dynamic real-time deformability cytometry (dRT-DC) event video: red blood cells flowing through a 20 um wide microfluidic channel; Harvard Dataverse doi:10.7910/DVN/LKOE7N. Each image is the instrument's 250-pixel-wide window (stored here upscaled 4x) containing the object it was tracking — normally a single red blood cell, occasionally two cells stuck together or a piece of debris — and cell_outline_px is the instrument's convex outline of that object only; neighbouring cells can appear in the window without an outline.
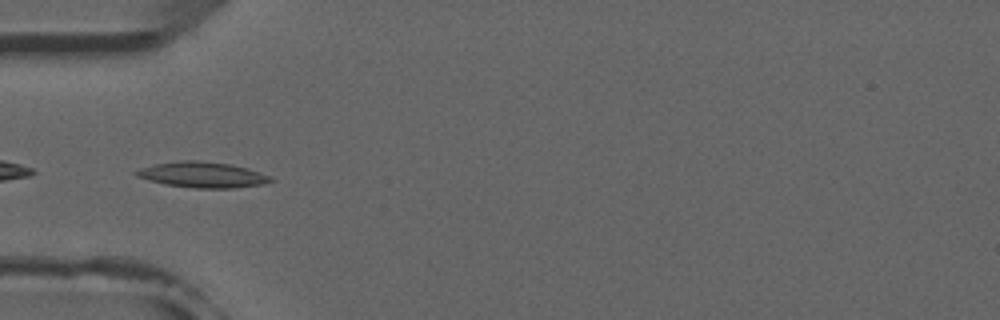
{"species": "common noctule bat (a hibernating species)", "species_latin": "Nyctalus noctula", "temperature_condition": "room temperature", "stored_images_in_passage": 8, "camera_frame_rate_fps": 3000, "um_per_image_px": 0.085, "animal": {"sex": "male", "forearm_length_mm": 52.5}, "frame": {"image": 1, "passage_image": 5, "time_ms": 4.667, "image_size_px": [1000, 320], "cell_outline_px": [[276, 180], [264, 184], [232, 188], [196, 188], [164, 184], [148, 180], [136, 176], [132, 172], [140, 168], [156, 164], [176, 160], [196, 160], [232, 164], [248, 168], [272, 176]], "centroid_in_image_um": [17.23, 14.85], "position_along_channel_um": 67.8, "area_um2": 20.35}}
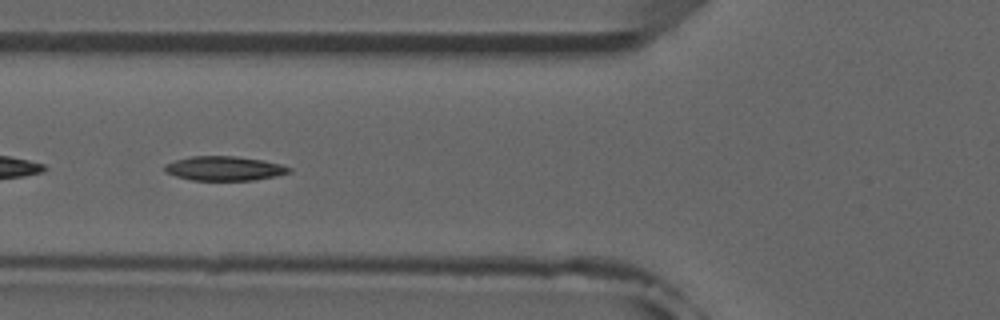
{"frame": {"image": 2, "passage_image": 6, "time_ms": 5.667, "image_size_px": [1000, 320], "cell_outline_px": [[292, 172], [276, 176], [252, 180], [192, 180], [176, 176], [164, 172], [164, 164], [172, 160], [192, 156], [236, 156], [264, 160], [280, 164], [292, 168]], "centroid_in_image_um": [19.05, 14.31], "position_along_channel_um": 106.8, "area_um2": 17.8}}
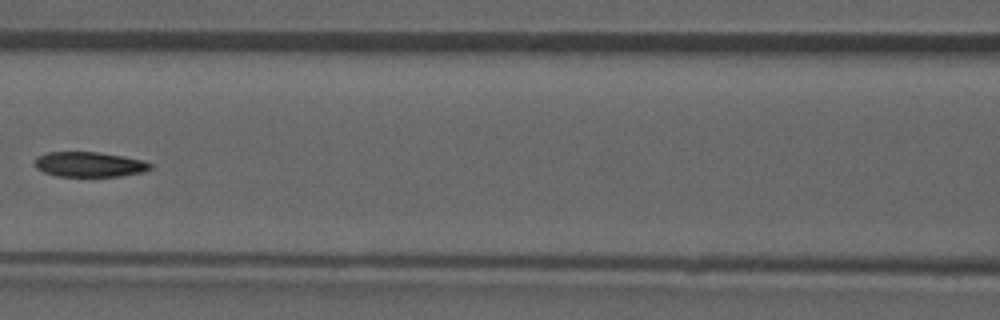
{"frame": {"image": 3, "passage_image": 7, "time_ms": 7.0, "image_size_px": [1000, 320], "cell_outline_px": [[152, 168], [144, 172], [120, 176], [56, 176], [44, 172], [36, 168], [32, 164], [36, 156], [48, 152], [96, 152], [124, 156], [144, 160], [152, 164]], "centroid_in_image_um": [7.58, 13.97], "position_along_channel_um": 159.0, "area_um2": 17.05}}